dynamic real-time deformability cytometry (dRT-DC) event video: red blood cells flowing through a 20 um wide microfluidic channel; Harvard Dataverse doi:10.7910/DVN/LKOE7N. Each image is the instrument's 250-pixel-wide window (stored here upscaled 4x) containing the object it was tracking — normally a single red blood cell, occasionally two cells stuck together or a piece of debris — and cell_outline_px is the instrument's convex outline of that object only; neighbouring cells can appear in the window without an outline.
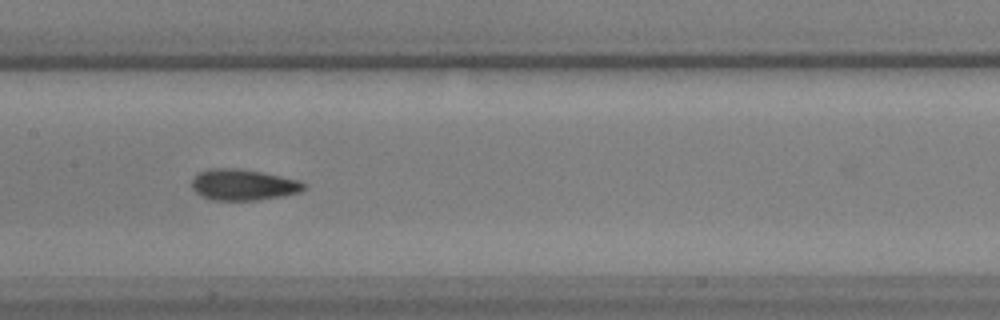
{"species": "common noctule bat (a hibernating species)", "species_latin": "Nyctalus noctula", "temperature_condition": "warm", "stored_images_in_passage": 49, "camera_frame_rate_fps": 3000, "um_per_image_px": 0.085, "animal": {"sex": "male", "body_mass_g": 17.9, "forearm_length_mm": 54.2}, "frame": {"image": 1, "passage_image": 29, "time_ms": 9.333, "image_size_px": [1000, 320], "cell_outline_px": [[304, 188], [300, 192], [280, 196], [256, 200], [212, 200], [200, 196], [192, 188], [192, 176], [208, 168], [240, 168], [300, 180], [304, 184]], "centroid_in_image_um": [20.61, 15.7], "position_along_channel_um": 186.8, "area_um2": 20.29}}
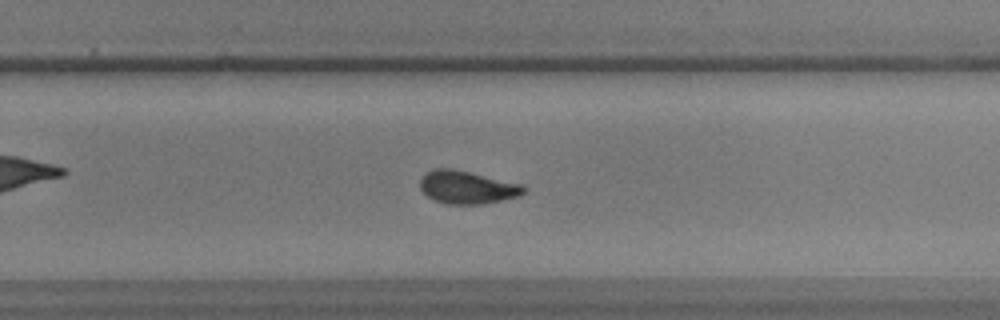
{"frame": {"image": 2, "passage_image": 38, "time_ms": 12.333, "image_size_px": [1000, 320], "cell_outline_px": [[528, 188], [520, 196], [484, 204], [448, 204], [436, 200], [428, 196], [420, 188], [420, 180], [424, 172], [436, 168], [452, 168], [520, 184]], "centroid_in_image_um": [39.69, 15.92], "position_along_channel_um": 290.1, "area_um2": 19.77}}
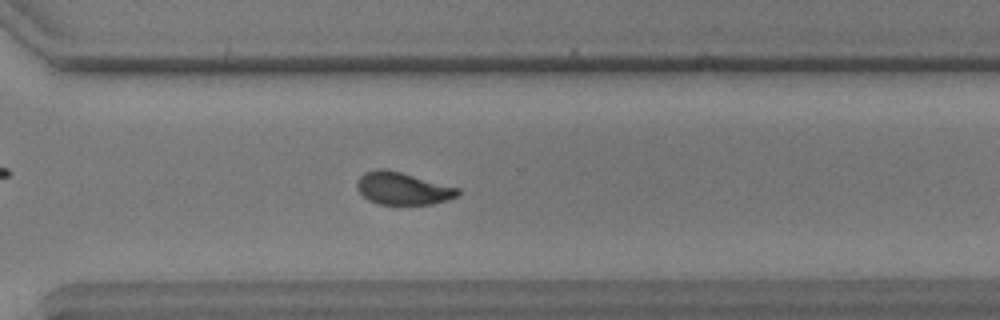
{"frame": {"image": 3, "passage_image": 42, "time_ms": 13.667, "image_size_px": [1000, 320], "cell_outline_px": [[460, 196], [448, 200], [432, 204], [376, 204], [368, 200], [356, 188], [356, 180], [364, 172], [376, 168], [384, 168], [400, 172], [460, 188]], "centroid_in_image_um": [34.22, 16.02], "position_along_channel_um": 336.4, "area_um2": 19.25}}